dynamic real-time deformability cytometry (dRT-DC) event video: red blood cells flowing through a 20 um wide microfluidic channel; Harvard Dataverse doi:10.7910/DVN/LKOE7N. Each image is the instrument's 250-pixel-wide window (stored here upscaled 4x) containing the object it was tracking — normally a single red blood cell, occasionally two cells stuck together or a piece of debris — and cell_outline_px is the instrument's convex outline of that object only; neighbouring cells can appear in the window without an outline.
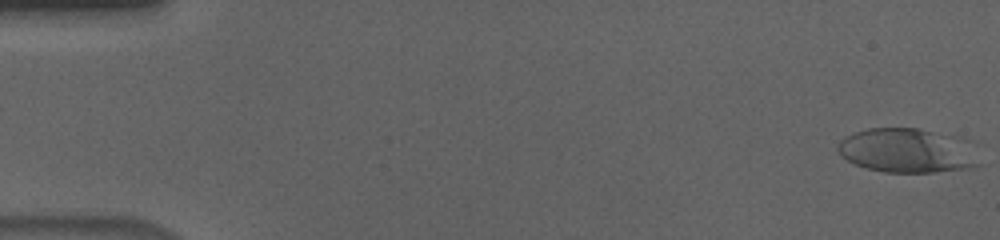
{"species": "human", "species_latin": "Homo sapiens", "temperature_condition": "cold", "stored_images_in_passage": 56, "camera_frame_rate_fps": 3000, "um_per_image_px": 0.085, "donor": {"sex": "male"}, "frame": {"image": 1, "passage_image": 1, "time_ms": 0.0, "image_size_px": [1000, 240], "cell_outline_px": [[980, 164], [976, 168], [932, 172], [884, 172], [868, 168], [856, 164], [848, 160], [836, 148], [840, 140], [844, 136], [868, 128], [916, 128], [932, 132]], "centroid_in_image_um": [76.75, 12.84], "position_along_channel_um": 8.2, "area_um2": 33.47}}
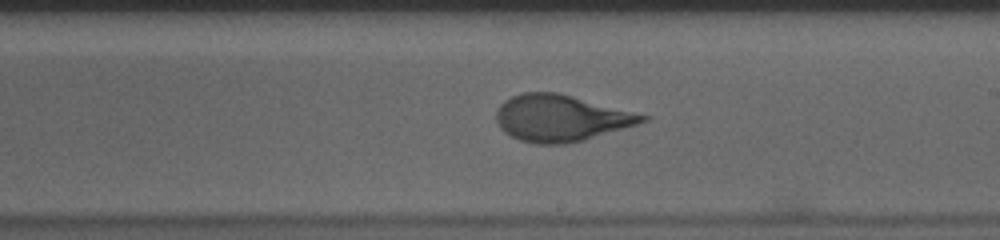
{"frame": {"image": 2, "passage_image": 33, "time_ms": 10.667, "image_size_px": [1000, 240], "cell_outline_px": [[652, 116], [648, 120], [636, 124], [584, 140], [564, 144], [536, 144], [520, 140], [504, 132], [500, 128], [496, 120], [496, 108], [504, 100], [520, 92], [556, 92]], "centroid_in_image_um": [47.64, 10.03], "position_along_channel_um": 241.4, "area_um2": 39.54}}
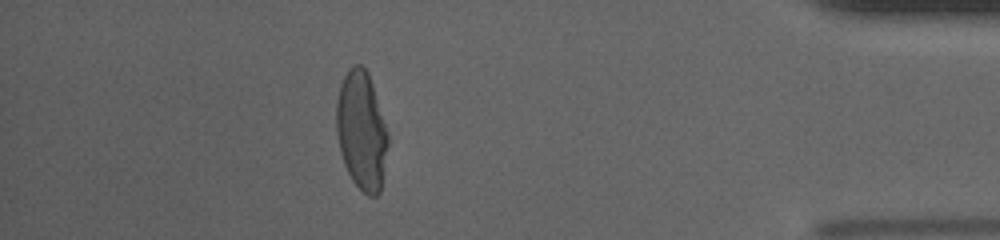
{"frame": {"image": 3, "passage_image": 50, "time_ms": 16.333, "image_size_px": [1000, 240], "cell_outline_px": [[388, 144], [380, 192], [376, 196], [368, 196], [352, 180], [344, 164], [340, 152], [336, 132], [336, 100], [340, 84], [348, 68], [352, 64], [360, 64], [368, 72], [388, 132]], "centroid_in_image_um": [30.71, 11.08], "position_along_channel_um": 404.5, "area_um2": 35.66}, "authors_computed_cell_mechanics": {"area_um2": 37.57, "velocity_mm_per_s": 3.6413, "shape_relaxation_time_tau1_ms": 4.705, "shape_relaxation_time_tau2_ms": null, "deformation_change_tau1": 0.2093, "deformation_change_tau2": null}}